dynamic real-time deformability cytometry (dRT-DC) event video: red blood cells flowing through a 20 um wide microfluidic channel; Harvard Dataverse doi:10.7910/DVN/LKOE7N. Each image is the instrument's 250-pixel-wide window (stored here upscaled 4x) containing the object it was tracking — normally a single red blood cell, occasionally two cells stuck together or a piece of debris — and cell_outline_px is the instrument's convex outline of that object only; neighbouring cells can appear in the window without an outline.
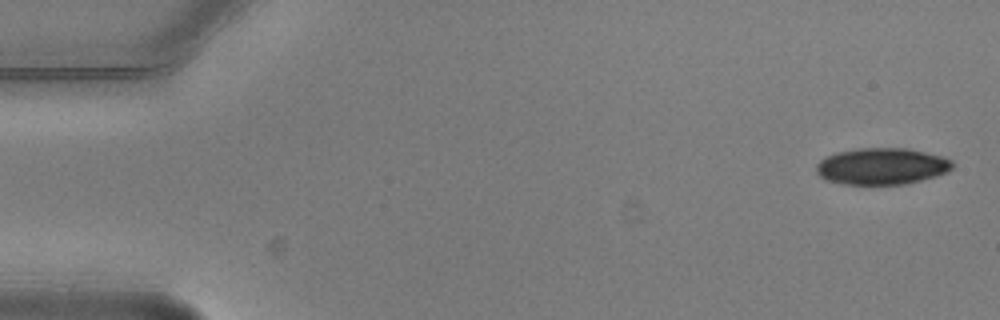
{"species": "common noctule bat (a hibernating species)", "species_latin": "Nyctalus noctula", "temperature_condition": "warm", "stored_images_in_passage": 5, "camera_frame_rate_fps": 3000, "um_per_image_px": 0.085, "animal": {"sex": "male", "body_mass_g": 20.5, "forearm_length_mm": 52.5}, "frame": {"image": 1, "passage_image": 1, "time_ms": 0.0, "image_size_px": [1000, 320], "cell_outline_px": [[956, 164], [948, 172], [936, 176], [908, 184], [840, 184], [824, 180], [816, 172], [816, 164], [820, 160], [836, 152], [860, 148], [908, 148], [944, 156], [952, 160]], "centroid_in_image_um": [74.98, 14.13], "position_along_channel_um": 10.0, "area_um2": 29.42}}